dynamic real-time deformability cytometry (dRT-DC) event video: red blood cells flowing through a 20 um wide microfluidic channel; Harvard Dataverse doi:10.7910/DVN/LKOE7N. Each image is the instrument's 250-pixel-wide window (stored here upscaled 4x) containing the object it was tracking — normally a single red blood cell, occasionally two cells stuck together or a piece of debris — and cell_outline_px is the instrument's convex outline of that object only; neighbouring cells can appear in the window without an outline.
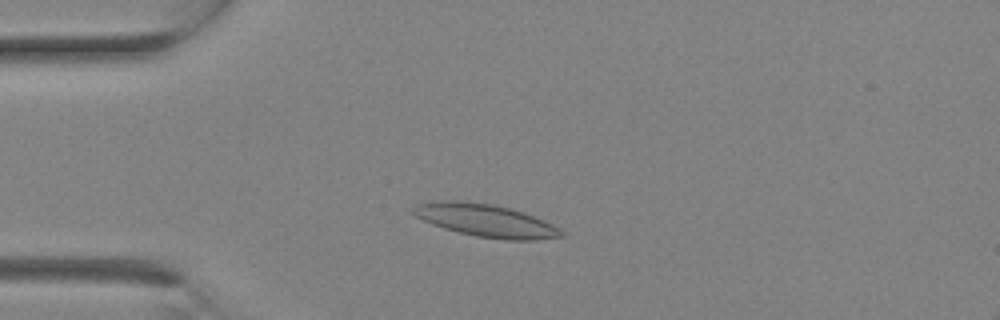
{"species": "Egyptian fruit bat (a non-hibernating species)", "species_latin": "Rousettus aegyptiacus", "temperature_condition": "room temperature", "stored_images_in_passage": 6, "camera_frame_rate_fps": 3000, "um_per_image_px": 0.085, "animal": {"sex": "female"}, "frame": {"image": 1, "passage_image": 3, "time_ms": 0.667, "image_size_px": [1000, 320], "cell_outline_px": [[568, 236], [536, 240], [504, 240], [476, 236], [444, 228], [432, 224], [416, 216], [412, 212], [412, 208], [416, 204], [444, 200], [456, 200], [496, 204], [524, 212], [544, 220], [560, 228]], "centroid_in_image_um": [41.35, 18.74], "position_along_channel_um": 43.7, "area_um2": 28.38}}
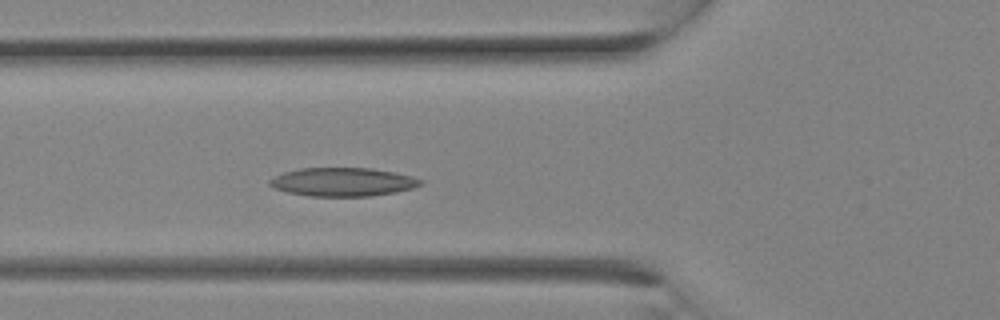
{"frame": {"image": 2, "passage_image": 6, "time_ms": 1.667, "image_size_px": [1000, 320], "cell_outline_px": [[424, 184], [412, 188], [396, 192], [368, 196], [308, 196], [288, 192], [272, 188], [268, 184], [268, 180], [272, 176], [284, 172], [300, 168], [372, 168], [396, 172], [412, 176], [424, 180]], "centroid_in_image_um": [29.13, 15.46], "position_along_channel_um": 96.7, "area_um2": 25.37}}